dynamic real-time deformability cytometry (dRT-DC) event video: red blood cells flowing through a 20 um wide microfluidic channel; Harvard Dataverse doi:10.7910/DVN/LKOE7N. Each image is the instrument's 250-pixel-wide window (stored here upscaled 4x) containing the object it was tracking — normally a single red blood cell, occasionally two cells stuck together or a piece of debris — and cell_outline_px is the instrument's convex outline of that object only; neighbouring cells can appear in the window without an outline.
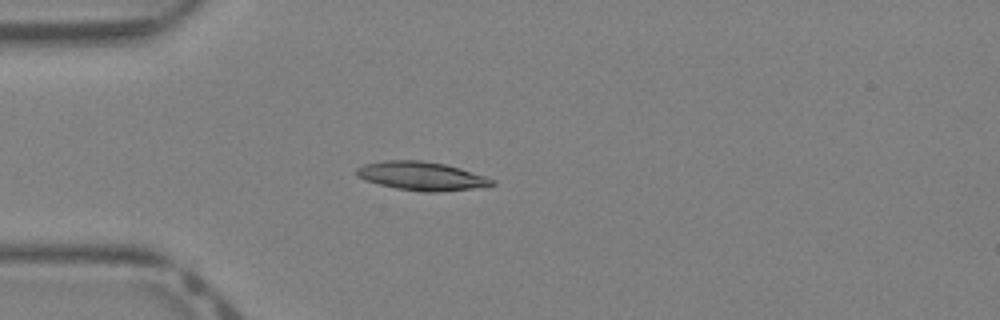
{"species": "Egyptian fruit bat (a non-hibernating species)", "species_latin": "Rousettus aegyptiacus", "temperature_condition": "warm", "stored_images_in_passage": 38, "camera_frame_rate_fps": 3000, "um_per_image_px": 0.085, "animal": {"sex": "female"}, "frame": {"image": 1, "passage_image": 11, "time_ms": 3.333, "image_size_px": [1000, 320], "cell_outline_px": [[496, 184], [472, 188], [436, 192], [424, 192], [396, 188], [364, 180], [356, 176], [356, 168], [364, 164], [384, 160], [420, 160], [444, 164], [460, 168], [484, 176], [492, 180]], "centroid_in_image_um": [35.76, 14.95], "position_along_channel_um": 49.2, "area_um2": 22.31}}
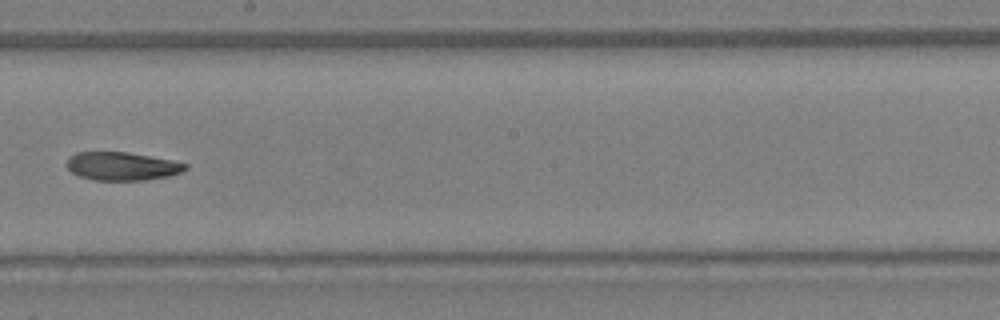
{"frame": {"image": 2, "passage_image": 23, "time_ms": 7.333, "image_size_px": [1000, 320], "cell_outline_px": [[188, 168], [180, 172], [168, 176], [144, 180], [96, 180], [80, 176], [72, 172], [68, 168], [68, 156], [76, 152], [128, 152], [172, 160], [188, 164]], "centroid_in_image_um": [10.38, 14.12], "position_along_channel_um": 237.8, "area_um2": 19.42}}
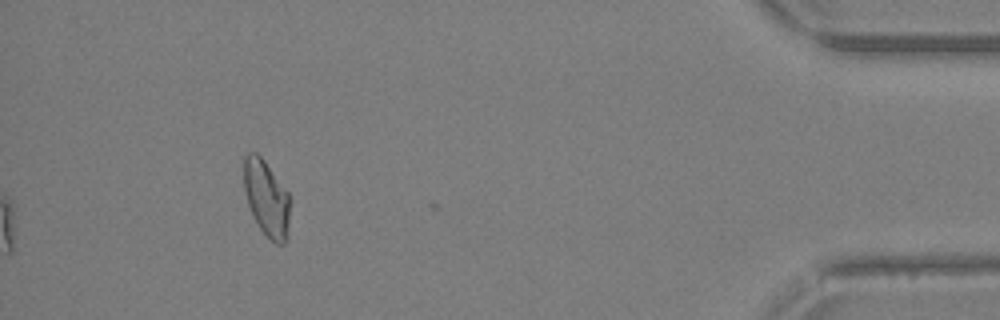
{"frame": {"image": 3, "passage_image": 37, "time_ms": 12.0, "image_size_px": [1000, 320], "cell_outline_px": [[288, 240], [284, 244], [276, 244], [260, 228], [252, 216], [248, 204], [244, 188], [244, 156], [248, 152], [256, 152], [264, 160], [288, 192]], "centroid_in_image_um": [22.63, 16.85], "position_along_channel_um": 412.6, "area_um2": 20.17}}